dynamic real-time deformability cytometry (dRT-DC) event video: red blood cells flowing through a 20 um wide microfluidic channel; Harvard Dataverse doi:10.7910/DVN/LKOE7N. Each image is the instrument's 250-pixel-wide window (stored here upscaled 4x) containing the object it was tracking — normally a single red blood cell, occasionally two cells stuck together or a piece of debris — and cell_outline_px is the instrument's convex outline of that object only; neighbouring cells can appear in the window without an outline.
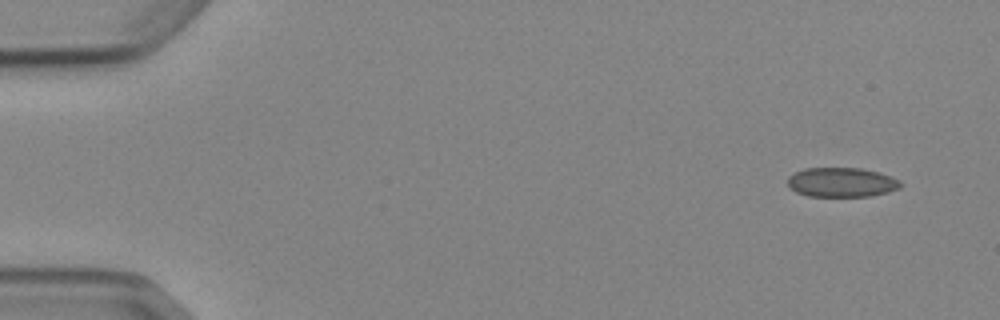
{"species": "Egyptian fruit bat (a non-hibernating species)", "species_latin": "Rousettus aegyptiacus", "temperature_condition": "cold", "stored_images_in_passage": 6, "camera_frame_rate_fps": 3000, "um_per_image_px": 0.085, "animal": {"sex": "female"}, "frame": {"image": 1, "passage_image": 1, "time_ms": 0.0, "image_size_px": [1000, 320], "cell_outline_px": [[904, 184], [900, 188], [888, 192], [872, 196], [808, 196], [796, 192], [788, 188], [788, 176], [804, 168], [860, 168], [880, 172], [892, 176], [900, 180]], "centroid_in_image_um": [71.57, 15.49], "position_along_channel_um": 13.4, "area_um2": 19.65}}
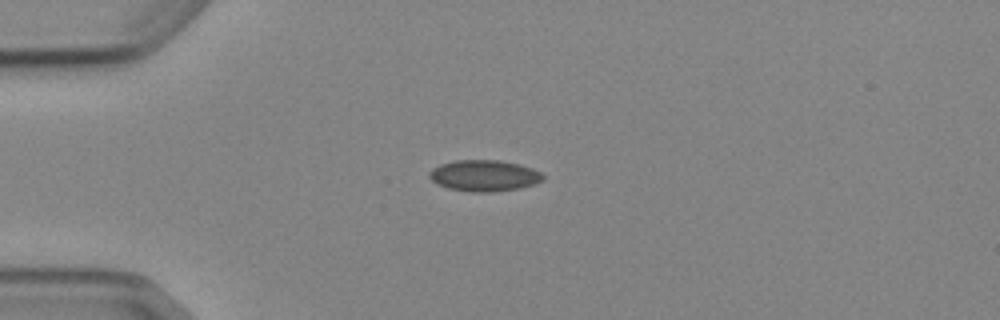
{"frame": {"image": 2, "passage_image": 4, "time_ms": 3.333, "image_size_px": [1000, 320], "cell_outline_px": [[544, 180], [536, 184], [520, 188], [492, 192], [472, 192], [448, 188], [436, 184], [428, 176], [428, 172], [432, 168], [440, 164], [456, 160], [500, 160], [520, 164], [532, 168], [540, 172], [544, 176]], "centroid_in_image_um": [41.16, 14.93], "position_along_channel_um": 43.8, "area_um2": 20.92}}
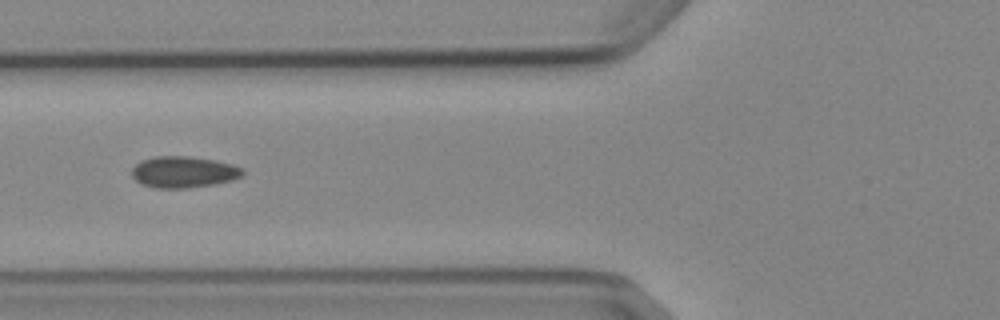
{"frame": {"image": 3, "passage_image": 6, "time_ms": 5.667, "image_size_px": [1000, 320], "cell_outline_px": [[244, 176], [232, 180], [212, 184], [188, 188], [156, 188], [140, 184], [132, 176], [132, 168], [140, 160], [156, 156], [188, 156], [212, 160], [232, 164], [244, 168]], "centroid_in_image_um": [15.6, 14.62], "position_along_channel_um": 110.2, "area_um2": 20.35}}